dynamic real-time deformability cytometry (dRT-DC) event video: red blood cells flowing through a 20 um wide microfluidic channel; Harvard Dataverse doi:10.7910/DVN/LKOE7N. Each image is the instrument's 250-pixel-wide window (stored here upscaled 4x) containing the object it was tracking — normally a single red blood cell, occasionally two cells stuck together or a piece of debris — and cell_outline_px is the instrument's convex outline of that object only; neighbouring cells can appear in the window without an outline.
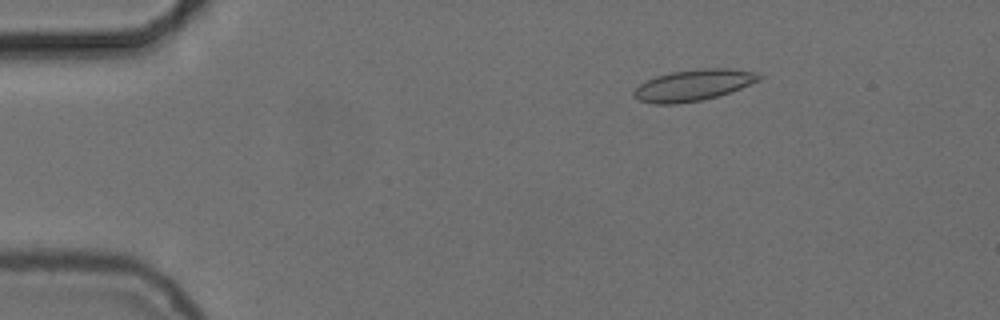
{"species": "common noctule bat (a hibernating species)", "species_latin": "Nyctalus noctula", "temperature_condition": "cold", "stored_images_in_passage": 54, "camera_frame_rate_fps": 3000, "um_per_image_px": 0.085, "animal": {"sex": "female", "body_mass_g": 24.6, "forearm_length_mm": 56.2}, "frame": {"image": 1, "passage_image": 8, "time_ms": 2.333, "image_size_px": [1000, 320], "cell_outline_px": [[764, 76], [760, 80], [740, 88], [716, 96], [700, 100], [676, 104], [656, 104], [640, 100], [632, 96], [632, 92], [640, 84], [656, 76], [672, 72], [700, 68], [728, 68], [756, 72]], "centroid_in_image_um": [58.94, 7.23], "position_along_channel_um": 26.1, "area_um2": 22.6}}
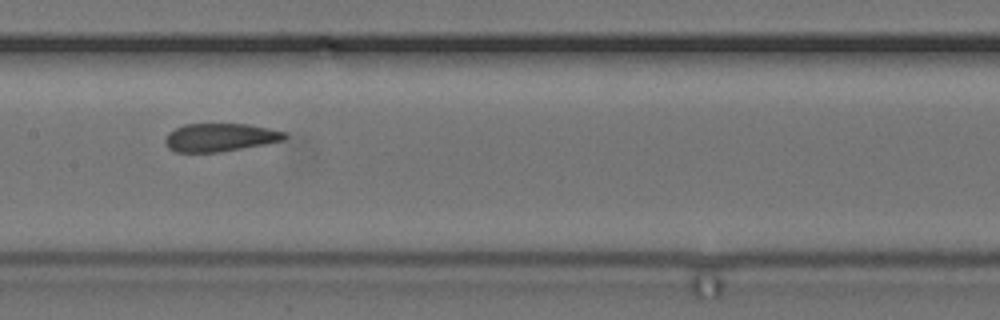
{"frame": {"image": 2, "passage_image": 27, "time_ms": 8.667, "image_size_px": [1000, 320], "cell_outline_px": [[288, 136], [284, 140], [264, 144], [220, 152], [176, 152], [168, 148], [164, 144], [164, 140], [168, 132], [184, 124], [248, 124], [268, 128], [284, 132]], "centroid_in_image_um": [18.67, 11.68], "position_along_channel_um": 188.7, "area_um2": 19.59}}
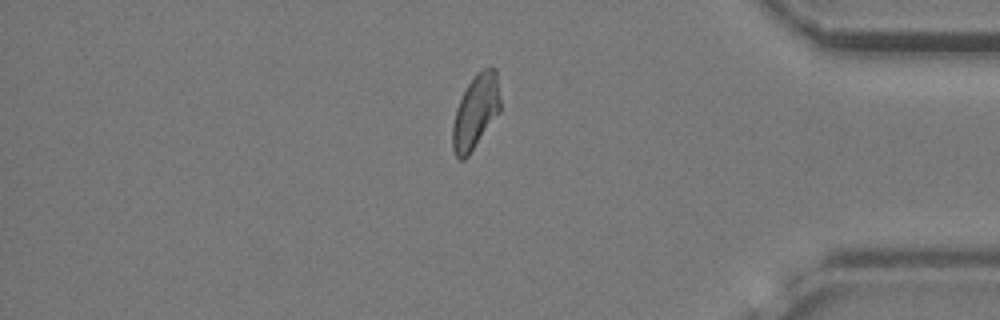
{"frame": {"image": 3, "passage_image": 46, "time_ms": 15.0, "image_size_px": [1000, 320], "cell_outline_px": [[500, 112], [468, 156], [464, 160], [460, 160], [456, 156], [452, 148], [452, 124], [456, 108], [468, 84], [476, 72], [484, 68], [496, 68], [500, 100]], "centroid_in_image_um": [40.42, 9.51], "position_along_channel_um": 394.8, "area_um2": 20.58}, "authors_computed_cell_mechanics": {"area_um2": 20.9236, "velocity_mm_per_s": 3.7023, "shape_relaxation_time_tau1_ms": null, "shape_relaxation_time_tau2_ms": 2.1553, "deformation_change_tau1": null, "deformation_change_tau2": 0.0742}}